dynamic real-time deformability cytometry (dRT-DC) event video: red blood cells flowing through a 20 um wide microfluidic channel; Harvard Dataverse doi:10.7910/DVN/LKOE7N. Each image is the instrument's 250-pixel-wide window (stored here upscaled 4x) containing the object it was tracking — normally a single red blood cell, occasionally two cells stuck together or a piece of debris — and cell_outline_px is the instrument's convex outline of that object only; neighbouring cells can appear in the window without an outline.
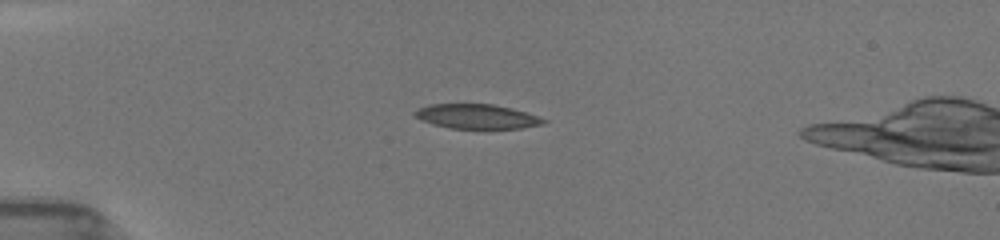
{"species": "common noctule bat (a hibernating species)", "species_latin": "Nyctalus noctula", "temperature_condition": "room temperature", "stored_images_in_passage": 54, "segment_of_instrument_passage": [1, 2], "camera_frame_rate_fps": 3000, "um_per_image_px": 0.085, "animal": {"sex": "female", "body_mass_g": 19.5, "forearm_length_mm": 54.1}, "frame": {"image": 1, "passage_image": 21, "time_ms": 4.333, "image_size_px": [1000, 240], "cell_outline_px": [[548, 120], [544, 124], [520, 128], [452, 128], [432, 124], [420, 120], [412, 112], [428, 104], [492, 104], [512, 108]], "centroid_in_image_um": [40.5, 9.89], "position_along_channel_um": 44.5, "area_um2": 18.21}}
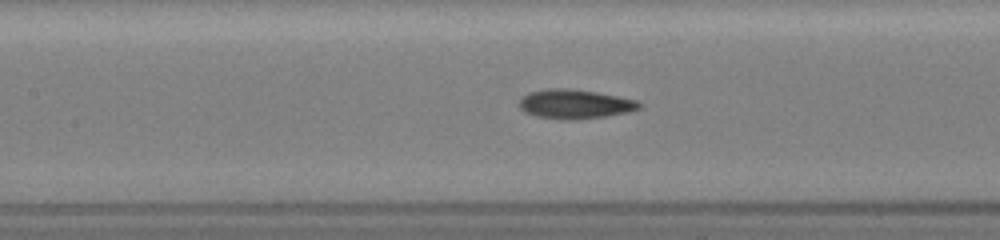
{"frame": {"image": 2, "passage_image": 30, "time_ms": 8.0, "image_size_px": [1000, 240], "cell_outline_px": [[644, 104], [640, 108], [628, 112], [604, 116], [576, 120], [560, 120], [536, 116], [524, 112], [520, 108], [520, 100], [528, 92], [548, 88], [568, 88], [596, 92], [620, 96], [636, 100]], "centroid_in_image_um": [48.88, 8.85], "position_along_channel_um": 158.5, "area_um2": 20.63}}
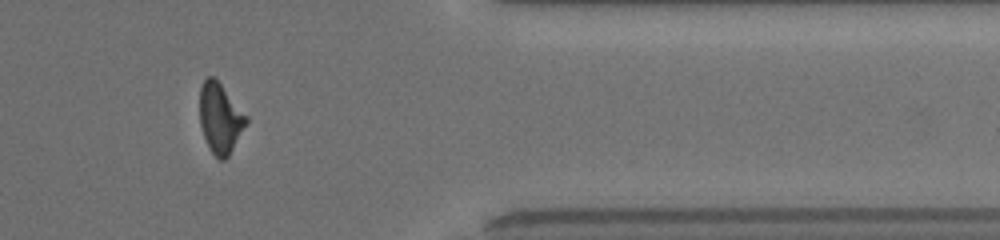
{"frame": {"image": 3, "passage_image": 44, "time_ms": 14.333, "image_size_px": [1000, 240], "cell_outline_px": [[248, 120], [228, 156], [224, 160], [220, 160], [212, 152], [204, 136], [200, 124], [200, 88], [204, 80], [208, 76], [212, 76], [220, 84], [248, 116]], "centroid_in_image_um": [18.71, 10.03], "position_along_channel_um": 392.7, "area_um2": 18.5}}